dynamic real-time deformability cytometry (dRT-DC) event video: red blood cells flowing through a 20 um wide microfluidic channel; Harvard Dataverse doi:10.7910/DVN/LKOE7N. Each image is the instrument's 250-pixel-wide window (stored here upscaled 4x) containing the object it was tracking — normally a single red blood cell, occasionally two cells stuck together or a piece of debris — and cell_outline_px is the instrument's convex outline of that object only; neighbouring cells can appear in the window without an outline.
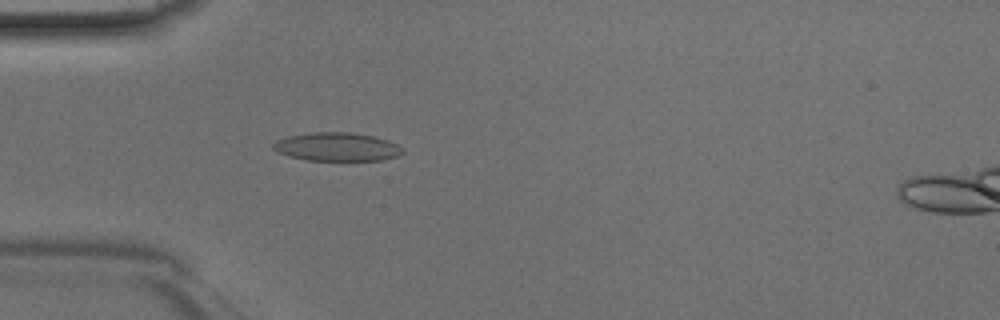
{"species": "Egyptian fruit bat (a non-hibernating species)", "species_latin": "Rousettus aegyptiacus", "temperature_condition": "room temperature", "stored_images_in_passage": 46, "camera_frame_rate_fps": 3000, "um_per_image_px": 0.085, "animal": {"sex": "male"}, "frame": {"image": 1, "passage_image": 14, "time_ms": 4.333, "image_size_px": [1000, 320], "cell_outline_px": [[404, 152], [396, 156], [380, 160], [304, 160], [288, 156], [276, 152], [272, 148], [272, 144], [276, 140], [288, 136], [312, 132], [348, 132], [372, 136], [388, 140], [404, 148]], "centroid_in_image_um": [28.6, 12.48], "position_along_channel_um": 56.4, "area_um2": 21.5}}
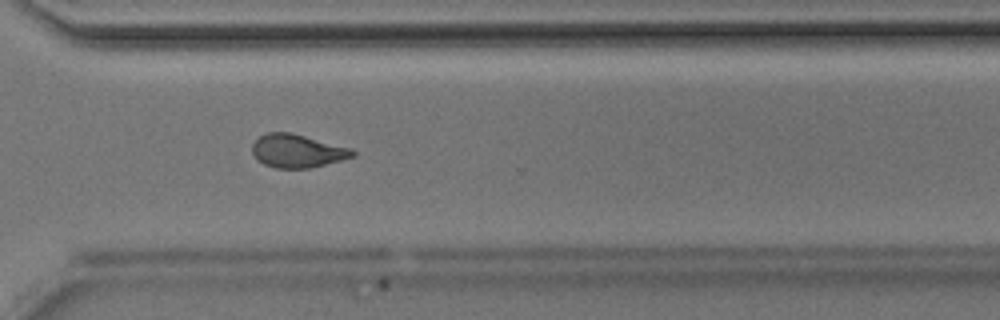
{"frame": {"image": 2, "passage_image": 34, "time_ms": 11.0, "image_size_px": [1000, 320], "cell_outline_px": [[356, 156], [308, 168], [276, 168], [264, 164], [256, 160], [252, 152], [252, 144], [260, 136], [268, 132], [292, 132], [352, 148], [356, 152]], "centroid_in_image_um": [25.27, 12.82], "position_along_channel_um": 345.3, "area_um2": 19.54}}
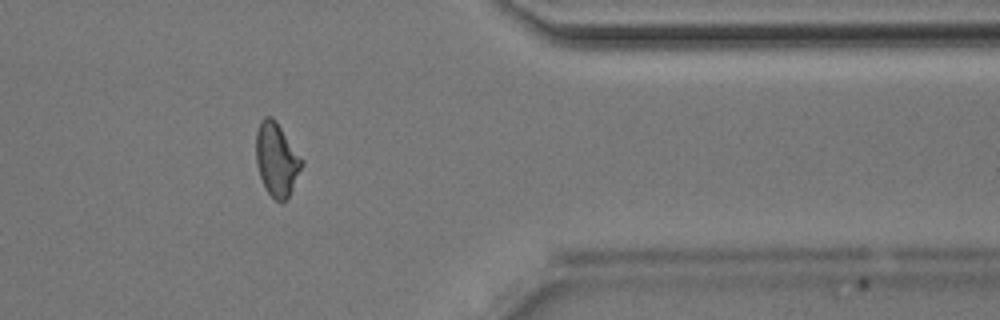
{"frame": {"image": 3, "passage_image": 38, "time_ms": 12.333, "image_size_px": [1000, 320], "cell_outline_px": [[304, 164], [288, 200], [280, 204], [264, 188], [256, 164], [256, 132], [260, 120], [264, 116], [272, 116], [276, 120], [304, 160]], "centroid_in_image_um": [23.53, 13.57], "position_along_channel_um": 387.9, "area_um2": 20.06}}